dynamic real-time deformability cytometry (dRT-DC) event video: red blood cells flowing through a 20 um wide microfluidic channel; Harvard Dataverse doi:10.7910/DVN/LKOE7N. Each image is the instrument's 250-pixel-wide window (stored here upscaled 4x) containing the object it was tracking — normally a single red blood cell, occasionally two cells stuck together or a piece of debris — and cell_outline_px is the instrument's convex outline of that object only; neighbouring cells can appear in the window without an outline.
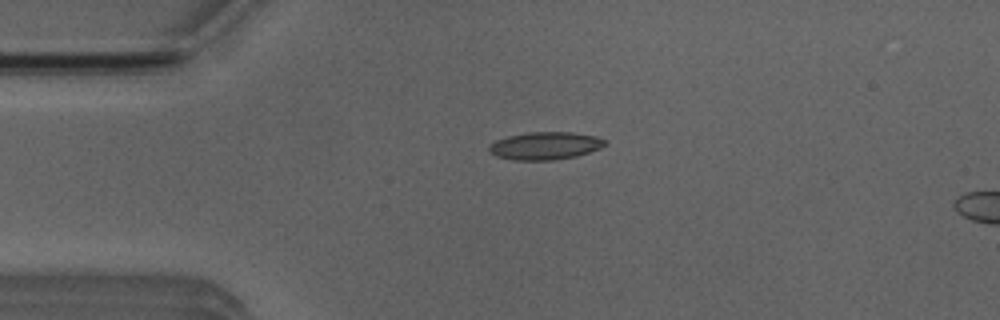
{"species": "Egyptian fruit bat (a non-hibernating species)", "species_latin": "Rousettus aegyptiacus", "temperature_condition": "room temperature", "stored_images_in_passage": 2, "camera_frame_rate_fps": 3000, "um_per_image_px": 0.085, "animal": {"sex": "male"}, "frame": {"image": 1, "passage_image": 1, "time_ms": 0.0, "image_size_px": [1000, 320], "cell_outline_px": [[608, 144], [600, 148], [576, 156], [552, 160], [516, 160], [496, 156], [488, 152], [488, 144], [496, 140], [508, 136], [528, 132], [572, 132], [596, 136], [608, 140]], "centroid_in_image_um": [46.34, 12.38], "position_along_channel_um": 38.7, "area_um2": 18.84}}